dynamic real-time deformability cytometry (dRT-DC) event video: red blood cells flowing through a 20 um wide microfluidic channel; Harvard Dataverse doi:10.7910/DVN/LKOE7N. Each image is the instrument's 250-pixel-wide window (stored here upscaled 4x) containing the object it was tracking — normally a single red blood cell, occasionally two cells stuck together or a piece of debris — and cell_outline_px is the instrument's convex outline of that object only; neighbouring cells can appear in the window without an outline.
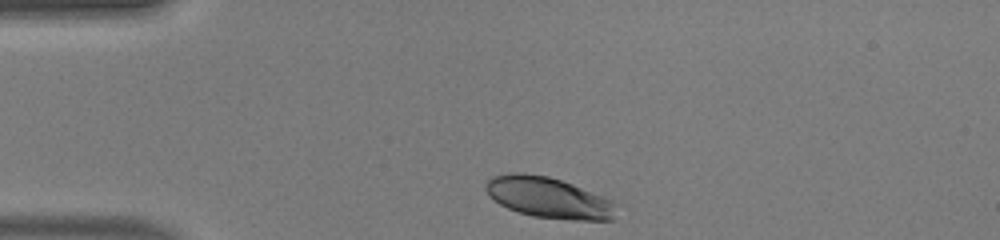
{"species": "human", "species_latin": "Homo sapiens", "temperature_condition": "warm", "stored_images_in_passage": 31, "camera_frame_rate_fps": 3000, "um_per_image_px": 0.085, "donor": {"sex": "male"}, "frame": {"image": 1, "passage_image": 1, "time_ms": 0.0, "image_size_px": [1000, 240], "cell_outline_px": [[620, 204], [612, 220], [572, 220], [532, 216], [508, 208], [500, 204], [488, 196], [484, 188], [484, 184], [492, 176], [512, 172], [524, 172], [548, 176], [572, 184], [612, 200]], "centroid_in_image_um": [46.63, 16.79], "position_along_channel_um": 38.4, "area_um2": 31.39}}
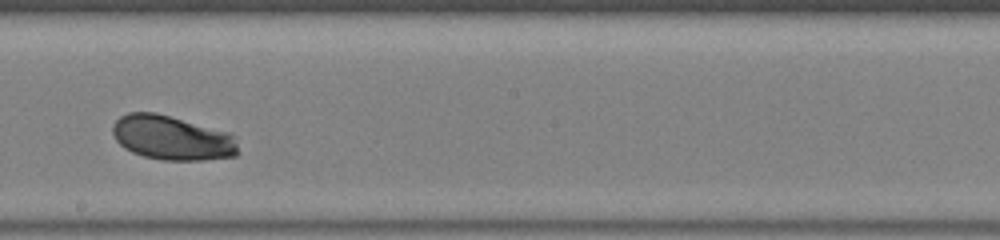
{"frame": {"image": 2, "passage_image": 18, "time_ms": 5.667, "image_size_px": [1000, 240], "cell_outline_px": [[236, 156], [204, 160], [164, 160], [144, 156], [132, 152], [124, 148], [116, 140], [112, 132], [112, 124], [120, 116], [128, 112], [156, 112], [228, 132], [232, 136], [236, 144]], "centroid_in_image_um": [14.56, 11.71], "position_along_channel_um": 233.6, "area_um2": 32.31}}
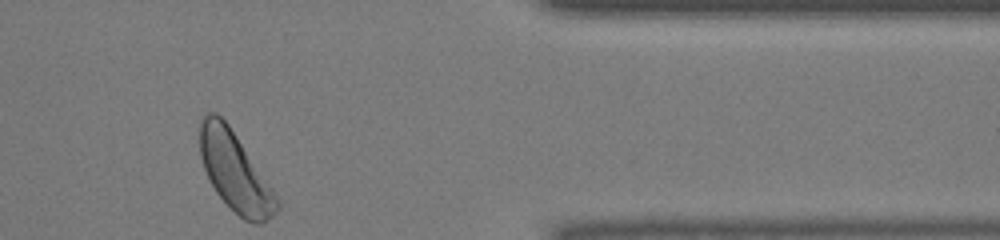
{"frame": {"image": 3, "passage_image": 31, "time_ms": 10.0, "image_size_px": [1000, 240], "cell_outline_px": [[280, 208], [272, 216], [260, 224], [256, 224], [244, 220], [216, 192], [204, 168], [200, 156], [200, 120], [204, 112], [216, 112], [228, 124], [272, 188], [280, 200]], "centroid_in_image_um": [19.97, 14.59], "position_along_channel_um": 391.4, "area_um2": 34.91}, "authors_computed_cell_mechanics": {"area_um2": 32.1368, "velocity_mm_per_s": 4.1518, "shape_relaxation_time_tau1_ms": 1.6299, "shape_relaxation_time_tau2_ms": null, "deformation_change_tau1": 0.115, "deformation_change_tau2": null}}